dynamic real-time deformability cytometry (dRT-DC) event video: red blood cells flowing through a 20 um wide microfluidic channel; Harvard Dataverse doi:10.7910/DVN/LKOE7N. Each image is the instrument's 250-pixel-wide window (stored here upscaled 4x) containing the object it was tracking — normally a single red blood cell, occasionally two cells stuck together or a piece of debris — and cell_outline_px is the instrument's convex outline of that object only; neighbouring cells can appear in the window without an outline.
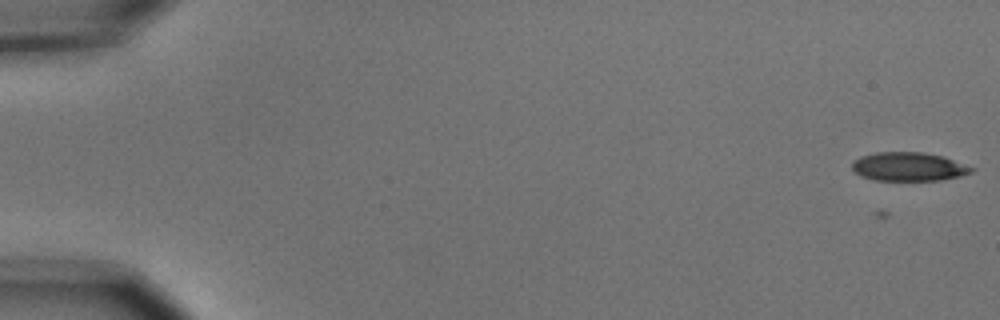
{"species": "common noctule bat (a hibernating species)", "species_latin": "Nyctalus noctula", "temperature_condition": "cold", "stored_images_in_passage": 2, "camera_frame_rate_fps": 3000, "um_per_image_px": 0.085, "animal": {"sex": "male", "body_mass_g": 15.6}, "frame": {"image": 1, "passage_image": 2, "time_ms": 0.333, "image_size_px": [1000, 320], "cell_outline_px": [[976, 168], [972, 172], [960, 176], [940, 180], [872, 180], [860, 176], [852, 168], [852, 160], [860, 156], [876, 152], [924, 152], [944, 156]], "centroid_in_image_um": [77.23, 14.16], "position_along_channel_um": 7.8, "area_um2": 20.17}}